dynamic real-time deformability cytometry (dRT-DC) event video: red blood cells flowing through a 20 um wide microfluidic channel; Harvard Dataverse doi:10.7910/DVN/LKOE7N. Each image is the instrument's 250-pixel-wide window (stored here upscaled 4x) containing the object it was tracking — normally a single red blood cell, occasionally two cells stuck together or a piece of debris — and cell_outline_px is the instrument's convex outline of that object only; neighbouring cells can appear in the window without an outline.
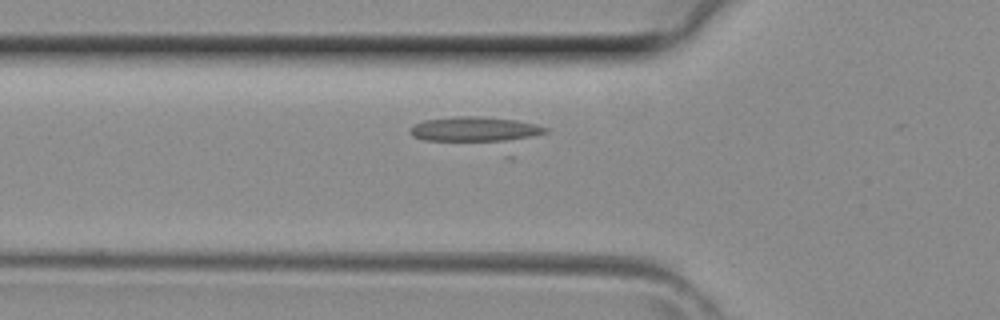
{"species": "common noctule bat (a hibernating species)", "species_latin": "Nyctalus noctula", "temperature_condition": "room temperature", "stored_images_in_passage": 38, "camera_frame_rate_fps": 3000, "um_per_image_px": 0.085, "animal": {"sex": "female", "body_mass_g": 29.2, "forearm_length_mm": 56.3}, "frame": {"image": 1, "passage_image": 10, "time_ms": 3.0, "image_size_px": [1000, 320], "cell_outline_px": [[548, 132], [504, 144], [500, 144], [424, 140], [412, 136], [408, 132], [408, 128], [412, 124], [424, 120], [456, 116], [480, 116], [516, 120], [536, 124], [548, 128]], "centroid_in_image_um": [40.37, 11.04], "position_along_channel_um": 85.4, "area_um2": 20.98}}
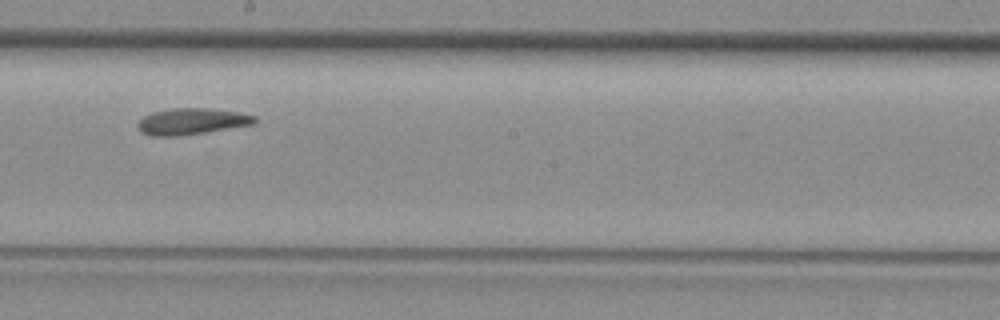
{"frame": {"image": 2, "passage_image": 19, "time_ms": 6.0, "image_size_px": [1000, 320], "cell_outline_px": [[256, 124], [204, 132], [176, 136], [148, 136], [140, 132], [136, 124], [144, 116], [152, 112], [168, 108], [208, 108], [240, 112], [256, 116]], "centroid_in_image_um": [16.27, 10.31], "position_along_channel_um": 231.9, "area_um2": 18.09}}
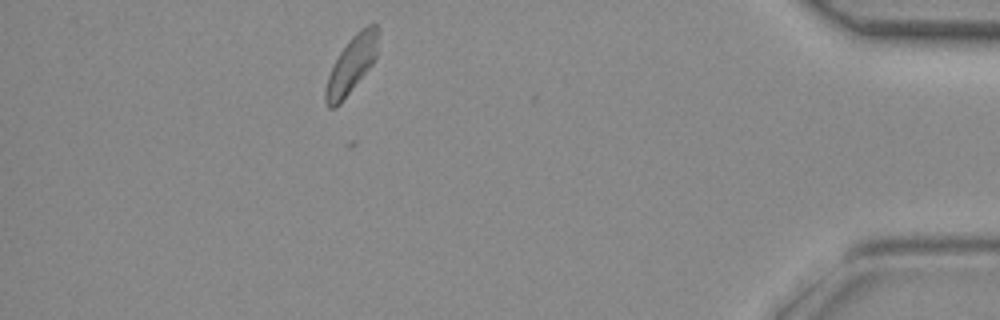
{"frame": {"image": 3, "passage_image": 33, "time_ms": 10.667, "image_size_px": [1000, 320], "cell_outline_px": [[376, 56], [372, 64], [340, 104], [336, 108], [328, 108], [324, 100], [324, 92], [328, 76], [340, 52], [348, 40], [360, 28], [368, 24], [376, 24]], "centroid_in_image_um": [29.83, 5.55], "position_along_channel_um": 405.4, "area_um2": 16.99}}